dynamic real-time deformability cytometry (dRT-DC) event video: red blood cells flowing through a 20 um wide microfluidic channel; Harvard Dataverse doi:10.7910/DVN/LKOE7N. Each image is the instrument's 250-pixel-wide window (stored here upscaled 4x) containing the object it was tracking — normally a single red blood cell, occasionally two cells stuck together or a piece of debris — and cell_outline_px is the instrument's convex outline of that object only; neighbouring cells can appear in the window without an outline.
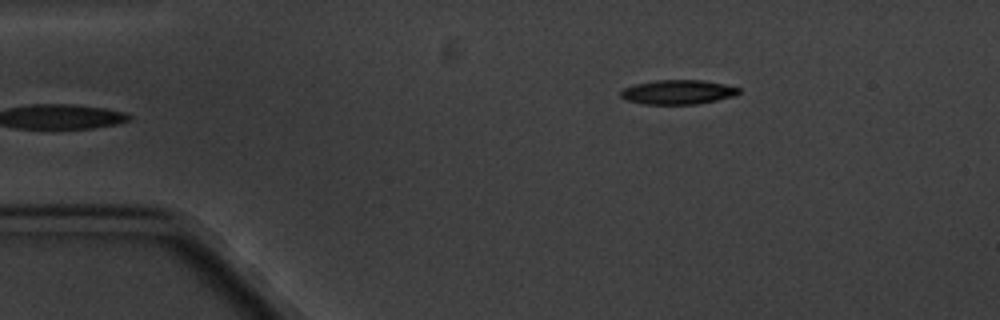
{"species": "common noctule bat (a hibernating species)", "species_latin": "Nyctalus noctula", "temperature_condition": "cold", "stored_images_in_passage": 6, "camera_frame_rate_fps": 3000, "um_per_image_px": 0.085, "animal": {"sex": "male", "body_mass_g": 20.1, "forearm_length_mm": 53.5}, "frame": {"image": 1, "passage_image": 6, "time_ms": 5.667, "image_size_px": [1000, 320], "cell_outline_px": [[740, 92], [736, 96], [696, 104], [644, 104], [628, 100], [620, 96], [620, 92], [624, 88], [636, 84], [656, 80], [704, 80], [724, 84], [740, 88]], "centroid_in_image_um": [57.65, 7.82], "position_along_channel_um": 27.3, "area_um2": 16.7}}